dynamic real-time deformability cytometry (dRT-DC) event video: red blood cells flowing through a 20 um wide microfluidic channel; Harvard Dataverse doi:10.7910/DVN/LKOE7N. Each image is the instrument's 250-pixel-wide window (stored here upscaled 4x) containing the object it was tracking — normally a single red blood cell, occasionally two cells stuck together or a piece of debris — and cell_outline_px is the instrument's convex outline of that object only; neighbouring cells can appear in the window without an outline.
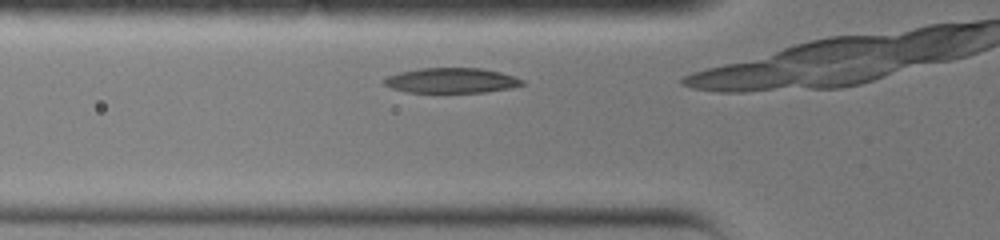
{"species": "common noctule bat (a hibernating species)", "species_latin": "Nyctalus noctula", "temperature_condition": "warm", "stored_images_in_passage": 6, "camera_frame_rate_fps": 3000, "um_per_image_px": 0.085, "animal": {"sex": "female", "body_mass_g": 19.0, "forearm_length_mm": 51.5}, "frame": {"image": 1, "passage_image": 2, "time_ms": 0.333, "image_size_px": [1000, 240], "cell_outline_px": [[524, 84], [512, 88], [484, 92], [408, 92], [392, 88], [384, 84], [380, 80], [388, 76], [400, 72], [420, 68], [480, 68], [500, 72], [524, 80]], "centroid_in_image_um": [38.36, 6.84], "position_along_channel_um": 87.4, "area_um2": 20.11}}
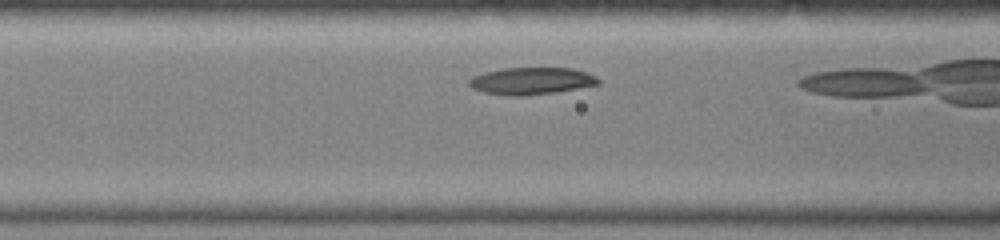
{"frame": {"image": 2, "passage_image": 4, "time_ms": 1.0, "image_size_px": [1000, 240], "cell_outline_px": [[600, 84], [552, 92], [516, 96], [484, 92], [472, 88], [468, 84], [468, 80], [472, 76], [484, 72], [504, 68], [572, 68], [596, 76], [600, 80]], "centroid_in_image_um": [45.14, 6.86], "position_along_channel_um": 121.5, "area_um2": 20.06}}